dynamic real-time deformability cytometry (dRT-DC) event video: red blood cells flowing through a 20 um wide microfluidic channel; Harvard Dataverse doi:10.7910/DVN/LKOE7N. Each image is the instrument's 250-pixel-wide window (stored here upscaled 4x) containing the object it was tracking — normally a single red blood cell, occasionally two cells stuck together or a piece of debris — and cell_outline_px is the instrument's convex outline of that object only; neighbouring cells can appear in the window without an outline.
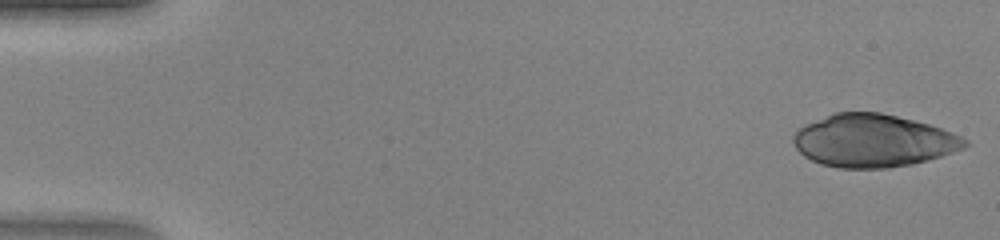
{"species": "human", "species_latin": "Homo sapiens", "temperature_condition": "warm", "stored_images_in_passage": 20, "camera_frame_rate_fps": 3000, "um_per_image_px": 0.085, "donor": {"sex": "female"}, "frame": {"image": 1, "passage_image": 1, "time_ms": 0.0, "image_size_px": [1000, 240], "cell_outline_px": [[968, 144], [964, 148], [940, 156], [912, 164], [888, 168], [840, 168], [820, 164], [804, 156], [796, 148], [792, 140], [792, 136], [804, 124], [836, 112], [880, 112], [928, 124], [952, 132], [968, 140]], "centroid_in_image_um": [74.2, 11.96], "position_along_channel_um": 10.8, "area_um2": 52.42}}
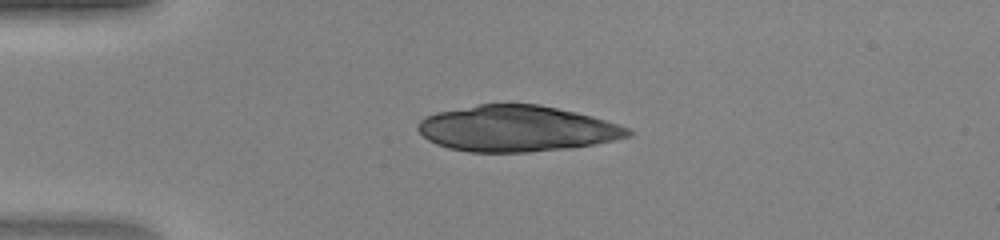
{"frame": {"image": 2, "passage_image": 11, "time_ms": 3.333, "image_size_px": [1000, 240], "cell_outline_px": [[636, 132], [632, 136], [572, 148], [532, 152], [468, 152], [448, 148], [436, 144], [428, 140], [416, 128], [416, 124], [424, 116], [436, 112], [480, 104], [540, 104], [576, 112], [592, 116], [628, 128]], "centroid_in_image_um": [43.9, 10.93], "position_along_channel_um": 41.1, "area_um2": 56.47}}